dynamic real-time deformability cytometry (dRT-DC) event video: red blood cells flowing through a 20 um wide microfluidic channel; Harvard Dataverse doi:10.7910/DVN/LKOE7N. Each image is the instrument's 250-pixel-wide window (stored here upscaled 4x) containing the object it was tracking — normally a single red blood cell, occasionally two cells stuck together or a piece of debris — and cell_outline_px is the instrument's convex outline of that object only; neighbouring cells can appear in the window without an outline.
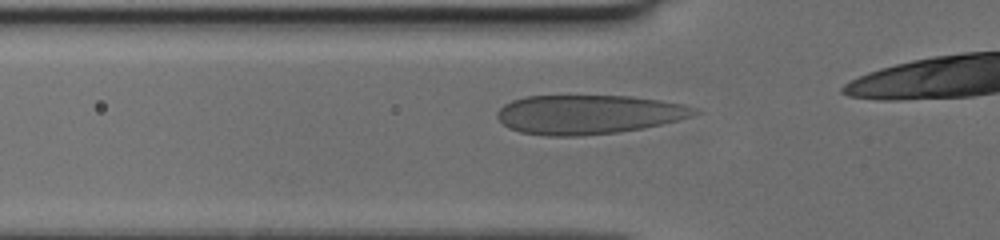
{"species": "human", "species_latin": "Homo sapiens", "temperature_condition": "cold", "stored_images_in_passage": 32, "camera_frame_rate_fps": 3000, "um_per_image_px": 0.085, "donor": {"sex": "female"}, "frame": {"image": 1, "passage_image": 7, "time_ms": 2.0, "image_size_px": [1000, 240], "cell_outline_px": [[700, 112], [692, 116], [644, 128], [616, 132], [576, 136], [548, 136], [520, 132], [508, 128], [496, 116], [496, 112], [504, 104], [512, 100], [524, 96], [632, 96], [660, 100], [684, 104], [700, 108]], "centroid_in_image_um": [50.02, 9.72], "position_along_channel_um": 75.8, "area_um2": 45.08}}
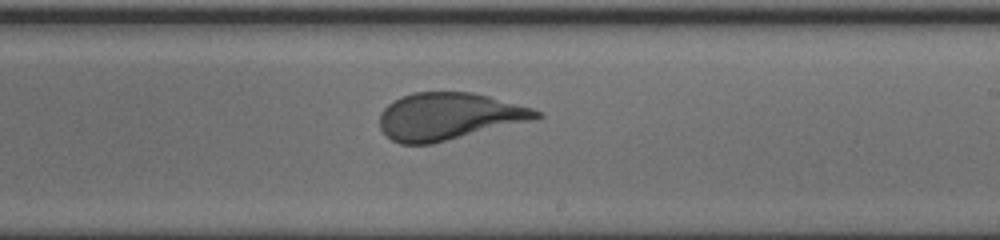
{"frame": {"image": 2, "passage_image": 20, "time_ms": 6.333, "image_size_px": [1000, 240], "cell_outline_px": [[544, 116], [536, 120], [432, 144], [400, 144], [392, 140], [380, 128], [380, 112], [388, 104], [400, 96], [412, 92], [472, 92], [488, 96], [532, 108], [540, 112]], "centroid_in_image_um": [38.16, 9.89], "position_along_channel_um": 250.8, "area_um2": 43.23}}
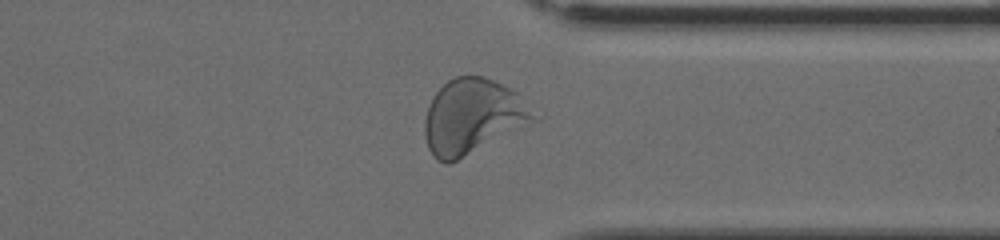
{"frame": {"image": 3, "passage_image": 29, "time_ms": 9.333, "image_size_px": [1000, 240], "cell_outline_px": [[544, 112], [540, 120], [448, 164], [444, 164], [436, 160], [432, 156], [428, 148], [424, 132], [424, 120], [428, 108], [436, 92], [448, 80], [456, 76], [484, 76], [516, 92]], "centroid_in_image_um": [40.28, 9.91], "position_along_channel_um": 371.1, "area_um2": 48.38}}